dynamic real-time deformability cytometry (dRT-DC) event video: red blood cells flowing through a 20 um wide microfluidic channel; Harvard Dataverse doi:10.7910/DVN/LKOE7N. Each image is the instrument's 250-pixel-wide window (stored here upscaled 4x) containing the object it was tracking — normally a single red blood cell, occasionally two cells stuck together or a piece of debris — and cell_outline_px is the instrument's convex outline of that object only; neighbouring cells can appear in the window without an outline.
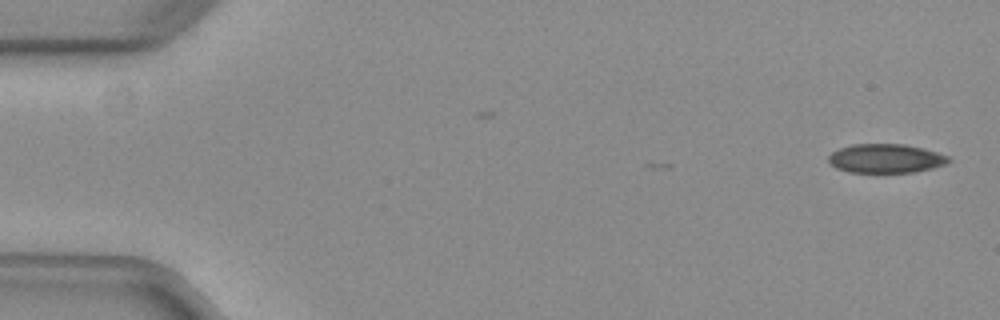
{"species": "common noctule bat (a hibernating species)", "species_latin": "Nyctalus noctula", "temperature_condition": "warm", "stored_images_in_passage": 4, "camera_frame_rate_fps": 3000, "um_per_image_px": 0.085, "animal": {"sex": "female", "body_mass_g": 29.2, "forearm_length_mm": 56.3}, "frame": {"image": 1, "passage_image": 1, "time_ms": 0.0, "image_size_px": [1000, 320], "cell_outline_px": [[952, 160], [944, 164], [932, 168], [912, 172], [848, 172], [836, 168], [828, 160], [828, 156], [832, 152], [840, 148], [852, 144], [904, 144], [936, 152], [948, 156]], "centroid_in_image_um": [75.26, 13.47], "position_along_channel_um": 9.7, "area_um2": 20.06}}